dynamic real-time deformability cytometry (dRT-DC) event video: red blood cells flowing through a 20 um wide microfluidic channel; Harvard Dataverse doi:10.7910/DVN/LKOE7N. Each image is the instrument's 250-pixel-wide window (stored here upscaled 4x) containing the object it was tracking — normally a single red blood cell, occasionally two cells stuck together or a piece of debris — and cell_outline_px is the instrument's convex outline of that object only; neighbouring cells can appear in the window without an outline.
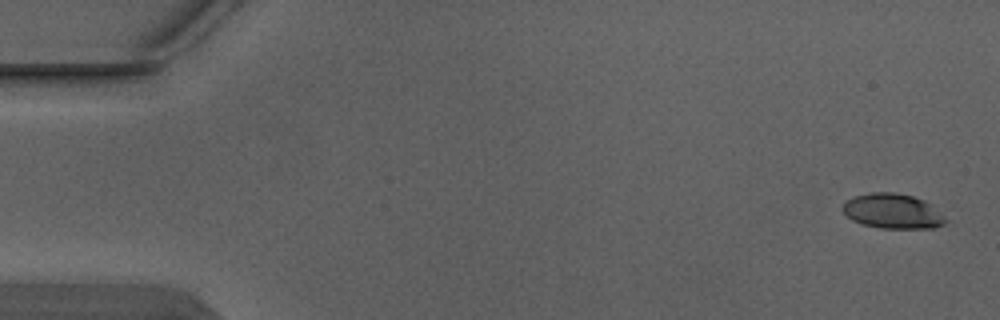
{"species": "Egyptian fruit bat (a non-hibernating species)", "species_latin": "Rousettus aegyptiacus", "temperature_condition": "warm", "stored_images_in_passage": 4, "camera_frame_rate_fps": 3000, "um_per_image_px": 0.085, "animal": {"sex": "male"}, "frame": {"image": 1, "passage_image": 1, "time_ms": 0.0, "image_size_px": [1000, 320], "cell_outline_px": [[948, 220], [944, 224], [932, 228], [880, 228], [864, 224], [852, 220], [840, 208], [844, 200], [856, 196], [872, 192], [892, 192], [912, 196], [924, 200], [932, 204]], "centroid_in_image_um": [75.87, 17.94], "position_along_channel_um": 9.1, "area_um2": 20.98}}